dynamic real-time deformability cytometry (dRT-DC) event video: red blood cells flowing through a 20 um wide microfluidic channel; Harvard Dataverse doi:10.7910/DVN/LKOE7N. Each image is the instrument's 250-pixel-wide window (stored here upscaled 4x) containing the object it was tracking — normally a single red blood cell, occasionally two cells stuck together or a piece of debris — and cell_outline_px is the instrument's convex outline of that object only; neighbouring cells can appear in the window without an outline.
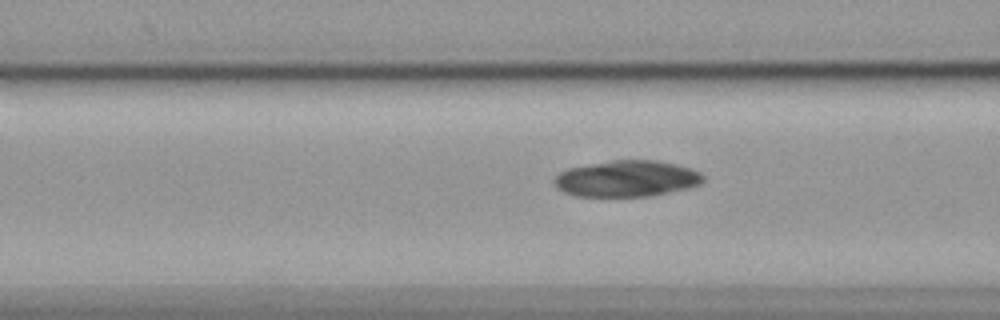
{"species": "common noctule bat (a hibernating species)", "species_latin": "Nyctalus noctula", "temperature_condition": "cold", "stored_images_in_passage": 34, "camera_frame_rate_fps": 3000, "um_per_image_px": 0.085, "animal": {"sex": "female", "body_mass_g": 19.9}, "frame": {"image": 1, "passage_image": 7, "time_ms": 2.0, "image_size_px": [1000, 320], "cell_outline_px": [[704, 180], [700, 184], [688, 188], [648, 196], [576, 196], [564, 192], [556, 188], [552, 180], [560, 172], [568, 168], [612, 160], [656, 160], [676, 164], [692, 168], [700, 172], [704, 176]], "centroid_in_image_um": [53.27, 15.18], "position_along_channel_um": 113.3, "area_um2": 31.5}}
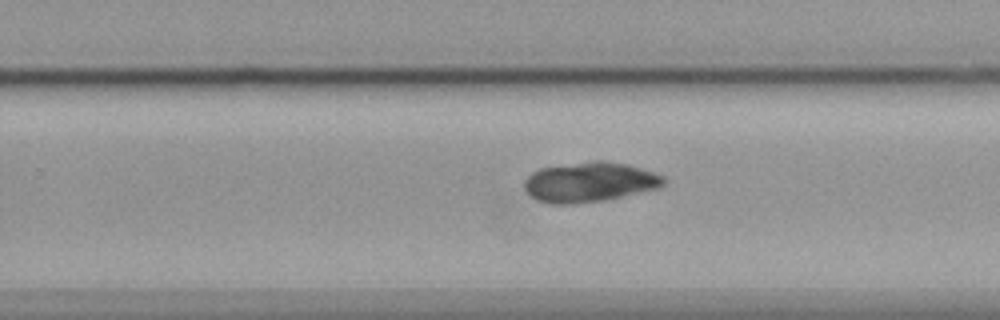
{"frame": {"image": 2, "passage_image": 21, "time_ms": 6.667, "image_size_px": [1000, 320], "cell_outline_px": [[664, 184], [660, 188], [604, 200], [572, 204], [548, 204], [536, 200], [524, 188], [524, 180], [532, 172], [540, 168], [596, 160], [600, 160], [628, 164], [664, 176]], "centroid_in_image_um": [50.1, 15.48], "position_along_channel_um": 279.7, "area_um2": 32.31}}
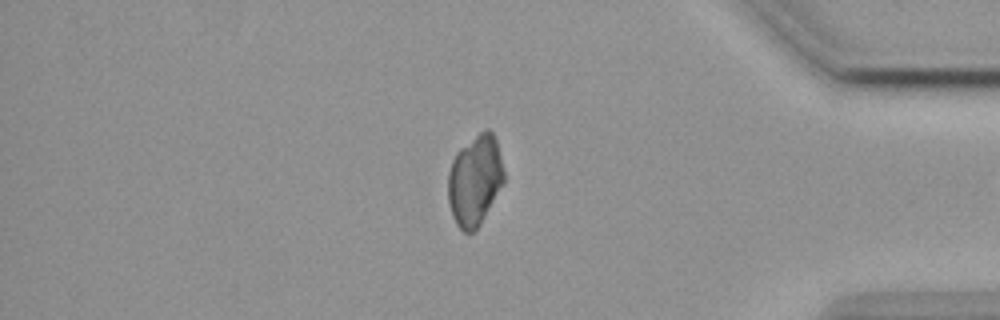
{"frame": {"image": 3, "passage_image": 33, "time_ms": 10.667, "image_size_px": [1000, 320], "cell_outline_px": [[504, 180], [480, 224], [472, 232], [464, 232], [456, 224], [452, 216], [448, 200], [448, 172], [452, 160], [456, 152], [460, 148], [484, 128], [488, 128], [492, 132], [496, 140], [504, 172]], "centroid_in_image_um": [40.34, 15.3], "position_along_channel_um": 394.9, "area_um2": 29.19}}